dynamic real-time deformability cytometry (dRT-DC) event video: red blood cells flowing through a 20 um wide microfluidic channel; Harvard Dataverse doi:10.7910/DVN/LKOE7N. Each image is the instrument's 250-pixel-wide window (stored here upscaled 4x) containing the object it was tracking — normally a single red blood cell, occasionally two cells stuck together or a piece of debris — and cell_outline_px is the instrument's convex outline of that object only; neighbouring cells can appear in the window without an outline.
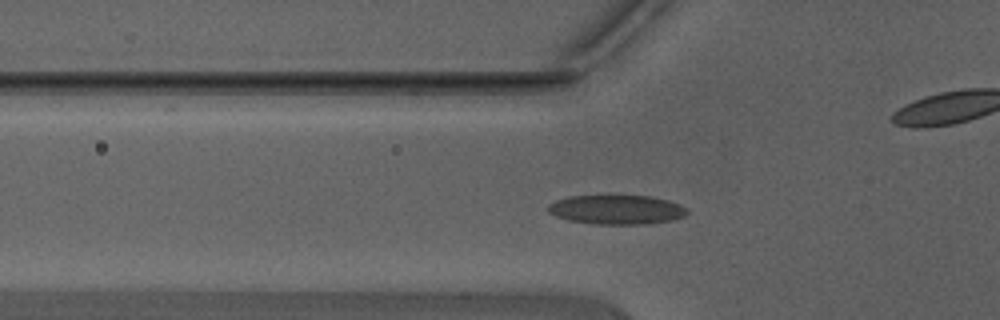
{"species": "Egyptian fruit bat (a non-hibernating species)", "species_latin": "Rousettus aegyptiacus", "temperature_condition": "warm", "stored_images_in_passage": 43, "camera_frame_rate_fps": 3000, "um_per_image_px": 0.085, "animal": {"sex": "male"}, "frame": {"image": 1, "passage_image": 12, "time_ms": 3.667, "image_size_px": [1000, 320], "cell_outline_px": [[688, 212], [684, 216], [672, 220], [644, 224], [592, 224], [568, 220], [556, 216], [548, 212], [548, 204], [556, 200], [568, 196], [652, 196], [668, 200], [680, 204], [688, 208]], "centroid_in_image_um": [52.42, 17.82], "position_along_channel_um": 73.4, "area_um2": 23.81}}
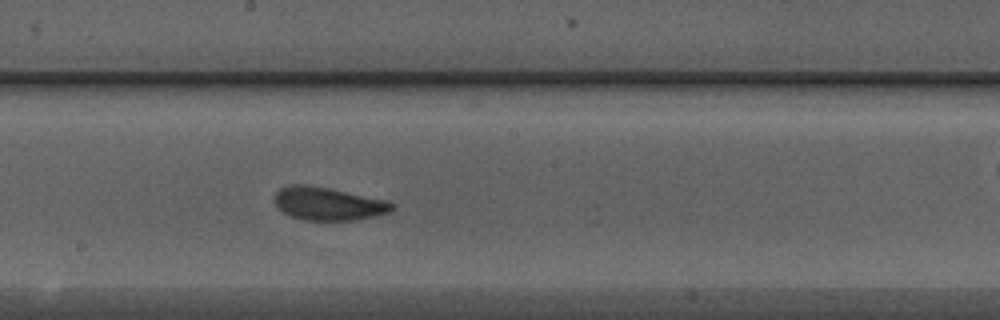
{"frame": {"image": 2, "passage_image": 22, "time_ms": 7.0, "image_size_px": [1000, 320], "cell_outline_px": [[396, 208], [392, 212], [376, 216], [356, 220], [304, 220], [288, 216], [276, 208], [276, 192], [280, 188], [288, 184], [308, 184], [388, 200], [396, 204]], "centroid_in_image_um": [27.93, 17.32], "position_along_channel_um": 220.3, "area_um2": 23.06}}
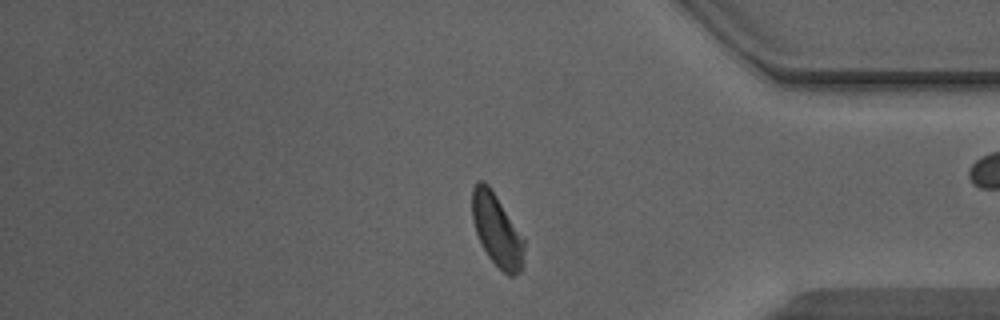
{"frame": {"image": 3, "passage_image": 35, "time_ms": 11.333, "image_size_px": [1000, 320], "cell_outline_px": [[524, 264], [520, 272], [516, 276], [508, 276], [488, 256], [476, 232], [472, 220], [472, 188], [480, 180], [484, 180], [488, 184], [496, 196], [524, 240]], "centroid_in_image_um": [42.23, 19.59], "position_along_channel_um": 393.0, "area_um2": 21.56}, "authors_computed_cell_mechanics": {"area_um2": 22.253, "velocity_mm_per_s": 4.4107, "shape_relaxation_time_tau1_ms": 3.5185, "shape_relaxation_time_tau2_ms": 0.9083, "deformation_change_tau1": 0.1238, "deformation_change_tau2": 0.0603}}